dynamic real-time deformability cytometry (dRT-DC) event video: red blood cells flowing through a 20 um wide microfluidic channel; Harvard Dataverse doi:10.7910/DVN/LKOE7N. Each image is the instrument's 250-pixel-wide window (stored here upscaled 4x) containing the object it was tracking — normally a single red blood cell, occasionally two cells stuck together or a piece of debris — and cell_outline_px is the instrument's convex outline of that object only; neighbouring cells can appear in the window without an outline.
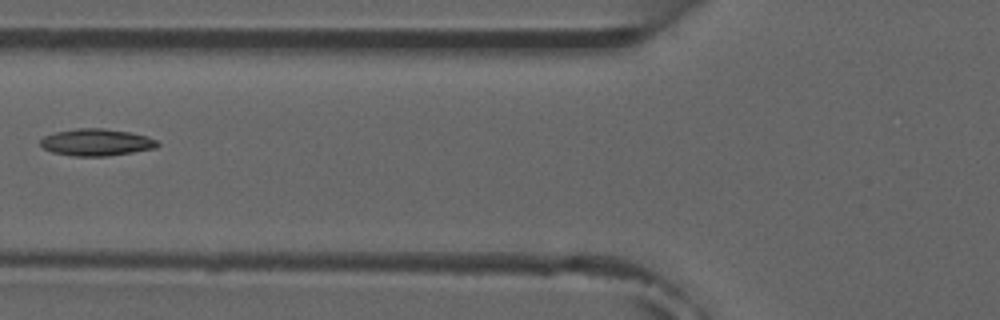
{"species": "common noctule bat (a hibernating species)", "species_latin": "Nyctalus noctula", "temperature_condition": "room temperature", "stored_images_in_passage": 7, "camera_frame_rate_fps": 3000, "um_per_image_px": 0.085, "animal": {"sex": "male", "forearm_length_mm": 52.5}, "frame": {"image": 1, "passage_image": 6, "time_ms": 6.667, "image_size_px": [1000, 320], "cell_outline_px": [[160, 144], [156, 148], [108, 156], [72, 156], [52, 152], [44, 148], [40, 144], [40, 140], [44, 136], [56, 132], [76, 128], [104, 128], [128, 132], [148, 136], [156, 140]], "centroid_in_image_um": [8.19, 12.09], "position_along_channel_um": 117.6, "area_um2": 18.38}}
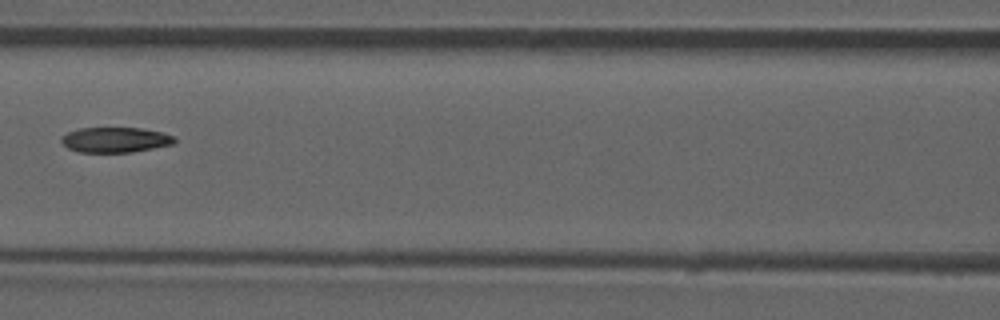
{"frame": {"image": 2, "passage_image": 7, "time_ms": 7.667, "image_size_px": [1000, 320], "cell_outline_px": [[176, 140], [172, 144], [132, 152], [80, 152], [68, 148], [60, 140], [60, 136], [68, 132], [80, 128], [140, 128], [160, 132], [176, 136]], "centroid_in_image_um": [9.78, 11.88], "position_along_channel_um": 156.8, "area_um2": 16.53}}